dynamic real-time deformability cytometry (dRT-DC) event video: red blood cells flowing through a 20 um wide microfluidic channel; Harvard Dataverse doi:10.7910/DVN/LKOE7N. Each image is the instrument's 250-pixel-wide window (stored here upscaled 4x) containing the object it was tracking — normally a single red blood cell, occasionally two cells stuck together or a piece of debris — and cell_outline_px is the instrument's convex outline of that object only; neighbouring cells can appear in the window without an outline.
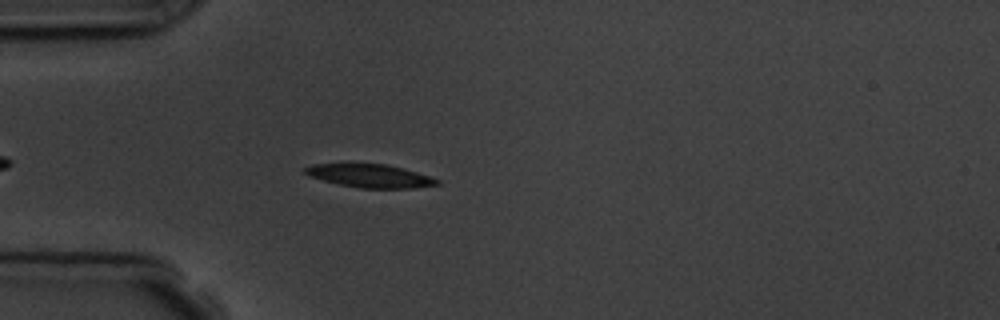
{"species": "common noctule bat (a hibernating species)", "species_latin": "Nyctalus noctula", "temperature_condition": "room temperature", "stored_images_in_passage": 5, "camera_frame_rate_fps": 3000, "um_per_image_px": 0.085, "animal": {"sex": "male", "body_mass_g": 19.5, "forearm_length_mm": 54.6}, "frame": {"image": 1, "passage_image": 5, "time_ms": 4.333, "image_size_px": [1000, 320], "cell_outline_px": [[440, 184], [412, 188], [360, 188], [340, 184], [308, 176], [304, 172], [304, 168], [312, 164], [344, 160], [384, 164], [416, 172], [440, 180]], "centroid_in_image_um": [31.32, 14.89], "position_along_channel_um": 53.7, "area_um2": 18.55}}